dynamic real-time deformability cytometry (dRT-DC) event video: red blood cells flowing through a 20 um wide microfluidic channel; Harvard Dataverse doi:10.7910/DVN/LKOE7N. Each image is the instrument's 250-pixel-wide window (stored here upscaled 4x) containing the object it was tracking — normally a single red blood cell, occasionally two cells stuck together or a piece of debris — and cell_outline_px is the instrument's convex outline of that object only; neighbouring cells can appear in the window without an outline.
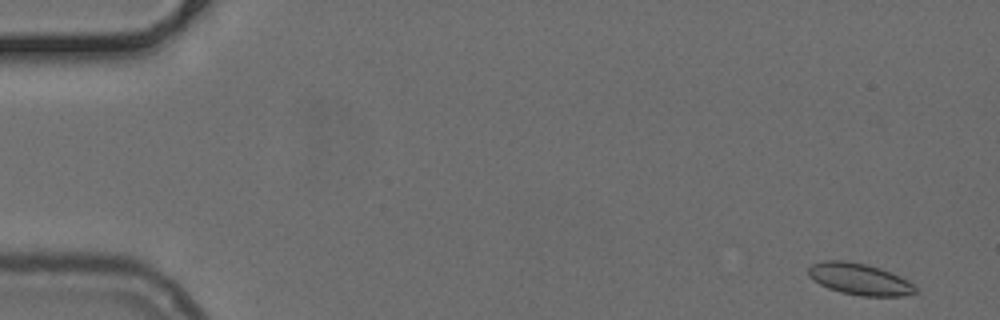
{"species": "common noctule bat (a hibernating species)", "species_latin": "Nyctalus noctula", "temperature_condition": "cold", "stored_images_in_passage": 53, "camera_frame_rate_fps": 3000, "um_per_image_px": 0.085, "animal": {"sex": "female", "body_mass_g": 24.6, "forearm_length_mm": 56.2}, "frame": {"image": 1, "passage_image": 3, "time_ms": 0.667, "image_size_px": [1000, 320], "cell_outline_px": [[920, 292], [904, 296], [860, 296], [840, 292], [828, 288], [812, 280], [808, 276], [808, 268], [812, 264], [824, 260], [844, 260], [868, 264], [880, 268], [900, 276], [912, 284]], "centroid_in_image_um": [73.05, 23.72], "position_along_channel_um": 12.0, "area_um2": 19.88}}
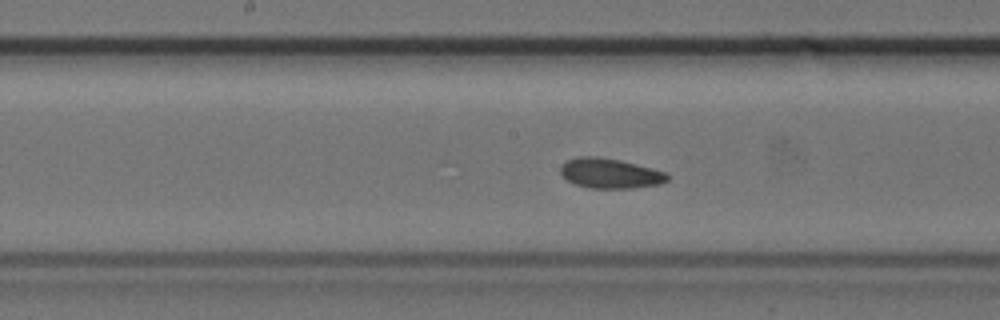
{"frame": {"image": 2, "passage_image": 27, "time_ms": 8.667, "image_size_px": [1000, 320], "cell_outline_px": [[668, 180], [660, 184], [632, 188], [588, 188], [576, 184], [568, 180], [560, 172], [560, 164], [576, 156], [600, 156], [620, 160], [668, 172]], "centroid_in_image_um": [51.85, 14.72], "position_along_channel_um": 196.3, "area_um2": 18.79}}
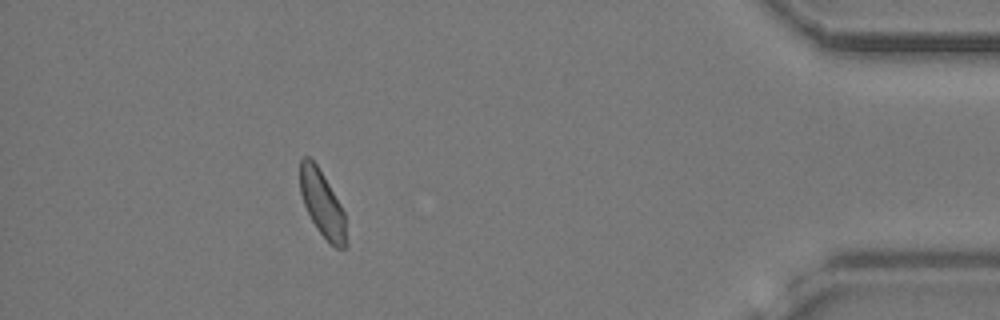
{"frame": {"image": 3, "passage_image": 47, "time_ms": 15.333, "image_size_px": [1000, 320], "cell_outline_px": [[348, 244], [344, 248], [336, 248], [316, 228], [304, 204], [300, 192], [300, 160], [304, 156], [308, 156], [316, 164], [340, 204], [344, 212]], "centroid_in_image_um": [27.4, 17.34], "position_along_channel_um": 407.8, "area_um2": 17.46}}